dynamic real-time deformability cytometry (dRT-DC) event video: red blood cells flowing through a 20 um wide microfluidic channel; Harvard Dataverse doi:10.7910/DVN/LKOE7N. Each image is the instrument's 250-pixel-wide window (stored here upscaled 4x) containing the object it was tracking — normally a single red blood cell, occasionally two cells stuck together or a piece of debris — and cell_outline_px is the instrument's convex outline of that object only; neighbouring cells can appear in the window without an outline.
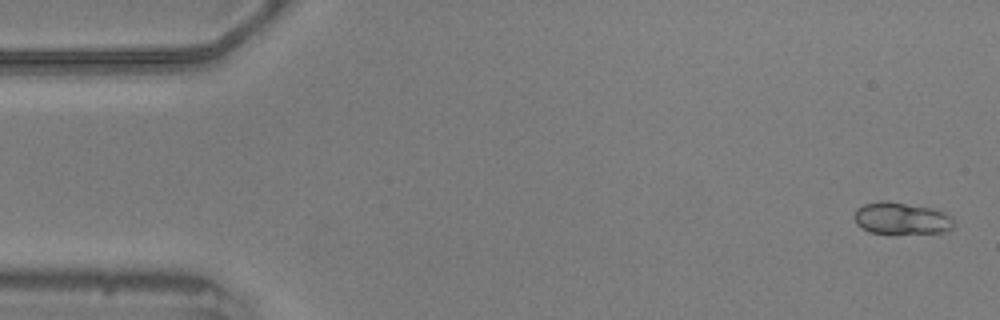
{"species": "common noctule bat (a hibernating species)", "species_latin": "Nyctalus noctula", "temperature_condition": "warm", "stored_images_in_passage": 43, "camera_frame_rate_fps": 3000, "um_per_image_px": 0.085, "animal": {"sex": "male", "body_mass_g": 20.5, "forearm_length_mm": 52.5}, "frame": {"image": 1, "passage_image": 1, "time_ms": 0.0, "image_size_px": [1000, 320], "cell_outline_px": [[952, 228], [944, 232], [872, 232], [856, 224], [852, 216], [856, 208], [864, 204], [880, 200], [888, 200], [932, 208], [944, 212], [952, 216]], "centroid_in_image_um": [76.58, 18.52], "position_along_channel_um": 8.4, "area_um2": 18.32}}
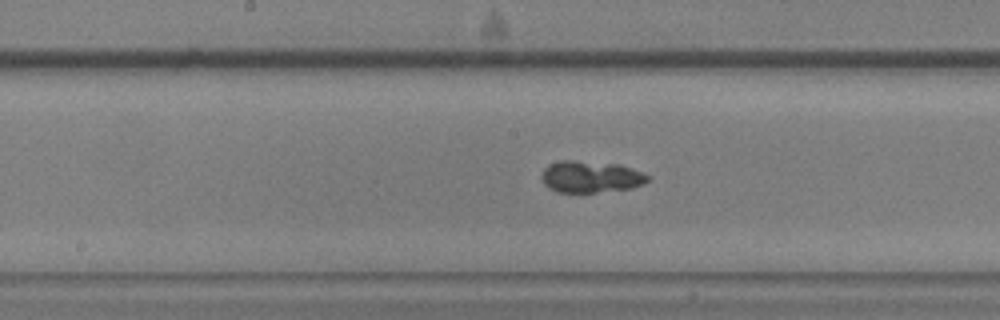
{"frame": {"image": 2, "passage_image": 27, "time_ms": 8.667, "image_size_px": [1000, 320], "cell_outline_px": [[648, 180], [644, 184], [632, 188], [596, 192], [556, 192], [548, 188], [544, 184], [540, 176], [544, 168], [548, 164], [560, 160], [572, 160], [620, 164], [640, 172], [648, 176]], "centroid_in_image_um": [50.15, 15.02], "position_along_channel_um": 198.0, "area_um2": 19.65}}
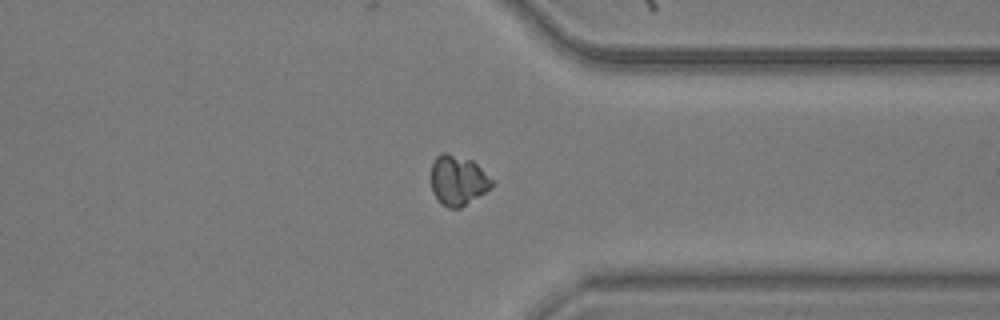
{"frame": {"image": 3, "passage_image": 42, "time_ms": 13.667, "image_size_px": [1000, 320], "cell_outline_px": [[496, 180], [492, 188], [460, 208], [448, 208], [440, 204], [432, 192], [432, 164], [436, 156], [440, 152], [448, 152], [472, 160]], "centroid_in_image_um": [38.96, 15.32], "position_along_channel_um": 372.4, "area_um2": 18.09}, "authors_computed_cell_mechanics": {"area_um2": 18.8428, "velocity_mm_per_s": 3.5806, "shape_relaxation_time_tau1_ms": 5.1996, "shape_relaxation_time_tau2_ms": null, "deformation_change_tau1": 0.1537, "deformation_change_tau2": null}}